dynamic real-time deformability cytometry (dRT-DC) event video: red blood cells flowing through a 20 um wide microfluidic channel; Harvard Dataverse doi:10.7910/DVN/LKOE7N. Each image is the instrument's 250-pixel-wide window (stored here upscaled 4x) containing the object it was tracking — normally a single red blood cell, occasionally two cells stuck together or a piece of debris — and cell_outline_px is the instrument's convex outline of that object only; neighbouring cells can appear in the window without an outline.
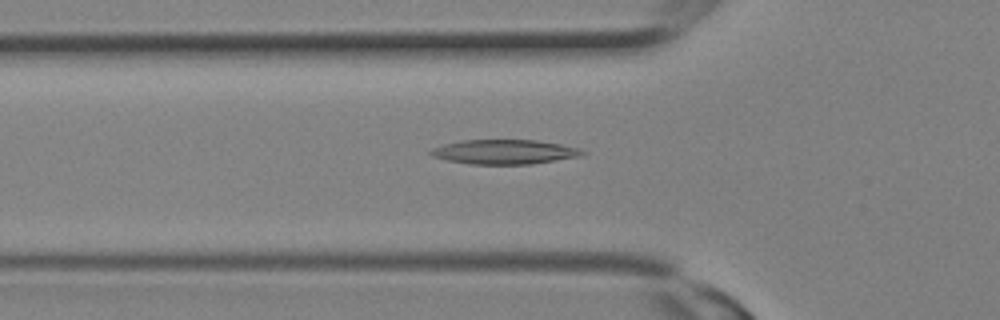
{"species": "Egyptian fruit bat (a non-hibernating species)", "species_latin": "Rousettus aegyptiacus", "temperature_condition": "room temperature", "stored_images_in_passage": 7, "camera_frame_rate_fps": 3000, "um_per_image_px": 0.085, "animal": {"sex": "female"}, "frame": {"image": 1, "passage_image": 3, "time_ms": 0.667, "image_size_px": [1000, 320], "cell_outline_px": [[588, 152], [580, 156], [532, 164], [468, 164], [448, 160], [432, 156], [428, 152], [432, 148], [444, 144], [464, 140], [536, 140], [560, 144], [580, 148]], "centroid_in_image_um": [42.89, 12.91], "position_along_channel_um": 82.9, "area_um2": 21.62}}
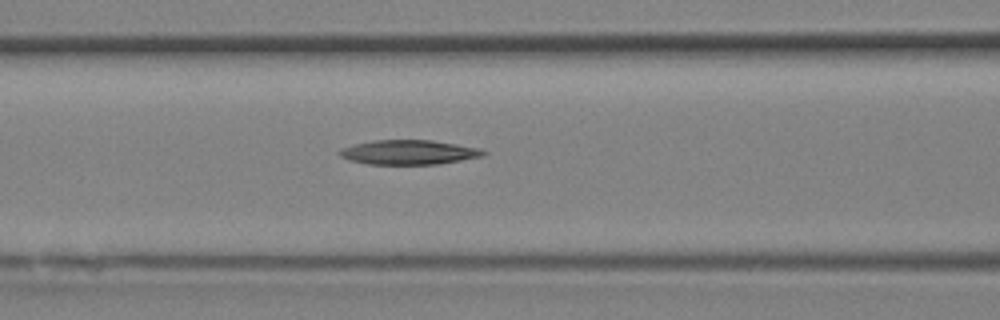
{"frame": {"image": 2, "passage_image": 5, "time_ms": 1.333, "image_size_px": [1000, 320], "cell_outline_px": [[488, 152], [484, 156], [436, 164], [368, 164], [348, 160], [340, 156], [336, 152], [340, 148], [372, 140], [432, 140], [480, 148]], "centroid_in_image_um": [34.72, 12.94], "position_along_channel_um": 131.9, "area_um2": 20.58}}
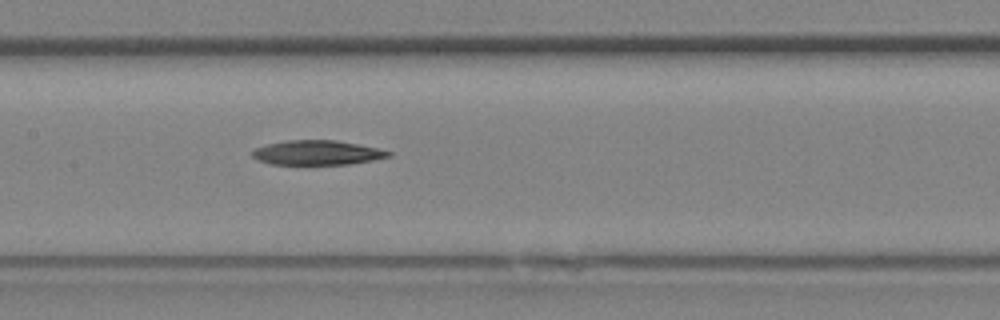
{"frame": {"image": 3, "passage_image": 7, "time_ms": 2.0, "image_size_px": [1000, 320], "cell_outline_px": [[392, 156], [372, 160], [348, 164], [272, 164], [256, 160], [252, 156], [252, 152], [256, 148], [268, 144], [288, 140], [336, 140], [376, 148], [392, 152]], "centroid_in_image_um": [26.95, 12.98], "position_along_channel_um": 180.5, "area_um2": 19.25}}